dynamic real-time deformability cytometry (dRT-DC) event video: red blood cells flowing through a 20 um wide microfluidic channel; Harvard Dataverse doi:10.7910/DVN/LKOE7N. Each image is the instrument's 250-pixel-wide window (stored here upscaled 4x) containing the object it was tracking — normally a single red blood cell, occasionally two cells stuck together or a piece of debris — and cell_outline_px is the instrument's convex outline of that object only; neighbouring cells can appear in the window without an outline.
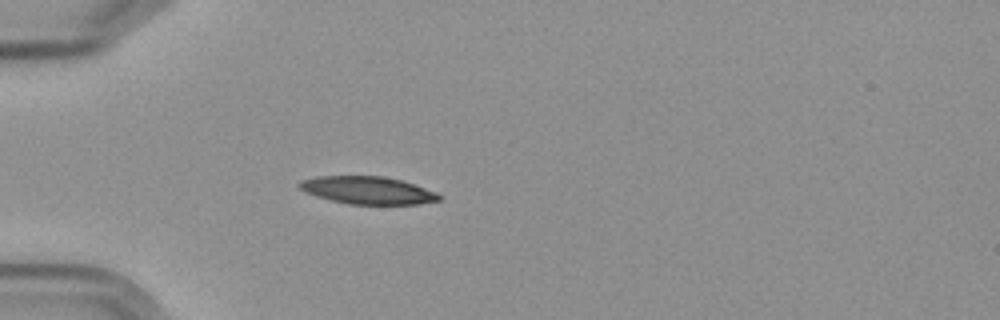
{"species": "Egyptian fruit bat (a non-hibernating species)", "species_latin": "Rousettus aegyptiacus", "temperature_condition": "cold", "stored_images_in_passage": 6, "camera_frame_rate_fps": 3000, "um_per_image_px": 0.085, "frame": {"image": 1, "passage_image": 5, "time_ms": 4.667, "image_size_px": [1000, 320], "cell_outline_px": [[440, 200], [420, 204], [348, 204], [316, 196], [304, 192], [296, 184], [300, 180], [316, 176], [384, 176], [400, 180], [436, 192], [440, 196]], "centroid_in_image_um": [31.2, 16.17], "position_along_channel_um": 53.8, "area_um2": 22.37}}